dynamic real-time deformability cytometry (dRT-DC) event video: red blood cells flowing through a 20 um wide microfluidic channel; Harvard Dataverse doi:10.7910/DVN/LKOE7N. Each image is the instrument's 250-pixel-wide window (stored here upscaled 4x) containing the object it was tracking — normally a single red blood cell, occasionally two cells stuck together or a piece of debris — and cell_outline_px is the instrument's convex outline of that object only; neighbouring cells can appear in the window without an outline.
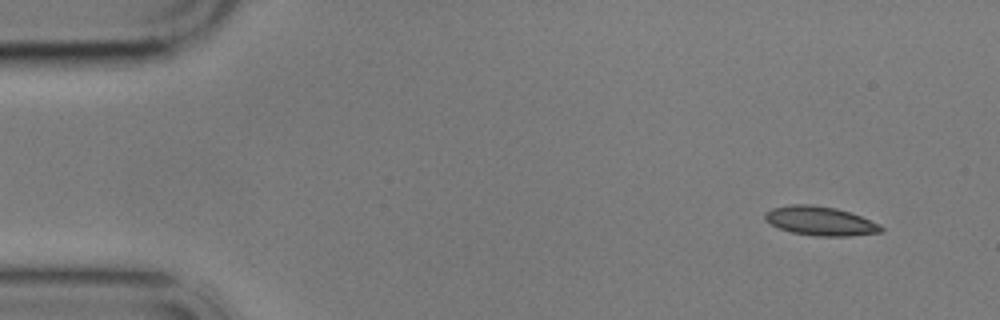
{"species": "common noctule bat (a hibernating species)", "species_latin": "Nyctalus noctula", "temperature_condition": "cold", "stored_images_in_passage": 14, "camera_frame_rate_fps": 3000, "um_per_image_px": 0.085, "animal": {"sex": "male", "body_mass_g": 17.9}, "frame": {"image": 1, "passage_image": 1, "time_ms": 0.0, "image_size_px": [1000, 320], "cell_outline_px": [[884, 232], [848, 236], [816, 236], [792, 232], [780, 228], [764, 220], [764, 212], [772, 208], [792, 204], [812, 204], [836, 208], [860, 216], [880, 224], [884, 228]], "centroid_in_image_um": [69.72, 18.78], "position_along_channel_um": 15.3, "area_um2": 19.65}}
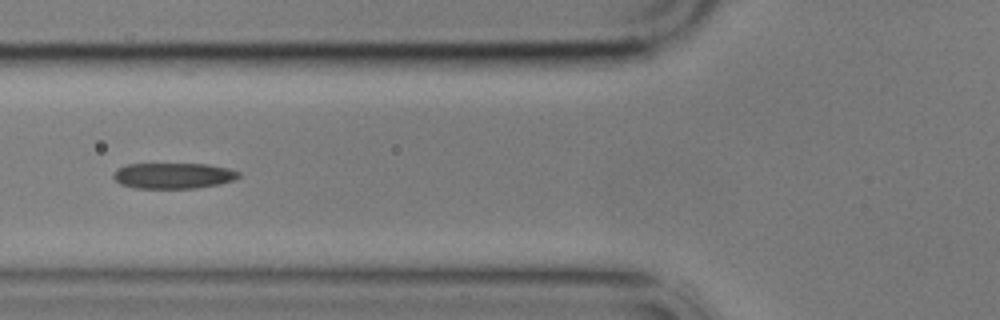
{"frame": {"image": 2, "passage_image": 5, "time_ms": 5.667, "image_size_px": [1000, 320], "cell_outline_px": [[240, 176], [232, 180], [220, 184], [196, 188], [136, 188], [120, 184], [112, 176], [116, 168], [128, 164], [208, 164], [228, 168], [240, 172]], "centroid_in_image_um": [14.72, 14.93], "position_along_channel_um": 111.1, "area_um2": 18.84}}
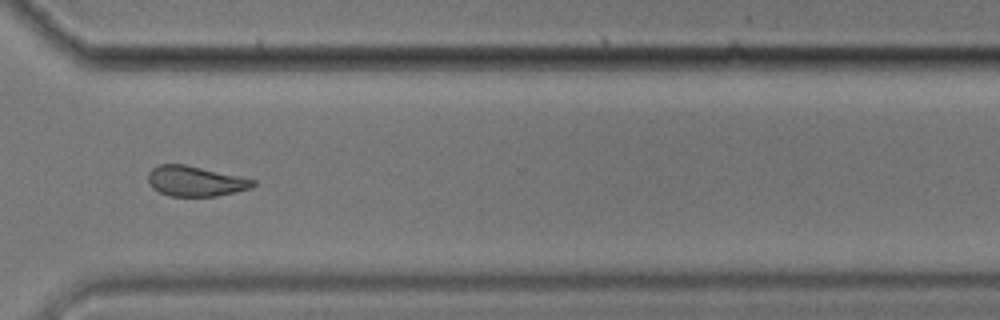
{"frame": {"image": 3, "passage_image": 11, "time_ms": 12.667, "image_size_px": [1000, 320], "cell_outline_px": [[256, 184], [252, 188], [216, 196], [168, 196], [152, 188], [148, 180], [148, 172], [152, 168], [160, 164], [184, 164], [256, 180]], "centroid_in_image_um": [16.59, 15.4], "position_along_channel_um": 354.0, "area_um2": 18.38}, "authors_computed_cell_mechanics": {"area_um2": 19.1029, "velocity_mm_per_s": 3.4784, "shape_relaxation_time_tau1_ms": 5.9473, "shape_relaxation_time_tau2_ms": 1.5212, "deformation_change_tau1": 0.1378, "deformation_change_tau2": 0.0814}}